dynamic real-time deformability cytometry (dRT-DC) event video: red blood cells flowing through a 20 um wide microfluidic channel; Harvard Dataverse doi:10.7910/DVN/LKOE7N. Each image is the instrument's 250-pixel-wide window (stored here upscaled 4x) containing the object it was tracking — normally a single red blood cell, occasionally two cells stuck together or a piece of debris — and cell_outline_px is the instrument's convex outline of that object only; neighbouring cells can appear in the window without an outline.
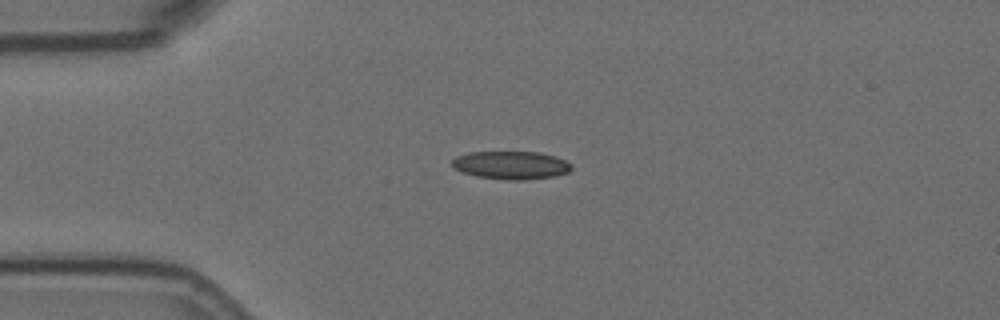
{"species": "Egyptian fruit bat (a non-hibernating species)", "species_latin": "Rousettus aegyptiacus", "temperature_condition": "room temperature", "stored_images_in_passage": 4, "camera_frame_rate_fps": 3000, "um_per_image_px": 0.085, "animal": {"sex": "female"}, "frame": {"image": 1, "passage_image": 3, "time_ms": 0.667, "image_size_px": [1000, 320], "cell_outline_px": [[572, 168], [568, 172], [556, 176], [524, 180], [508, 180], [476, 176], [452, 168], [452, 160], [456, 156], [468, 152], [536, 152], [556, 156], [572, 164]], "centroid_in_image_um": [43.44, 14.04], "position_along_channel_um": 41.6, "area_um2": 19.59}}